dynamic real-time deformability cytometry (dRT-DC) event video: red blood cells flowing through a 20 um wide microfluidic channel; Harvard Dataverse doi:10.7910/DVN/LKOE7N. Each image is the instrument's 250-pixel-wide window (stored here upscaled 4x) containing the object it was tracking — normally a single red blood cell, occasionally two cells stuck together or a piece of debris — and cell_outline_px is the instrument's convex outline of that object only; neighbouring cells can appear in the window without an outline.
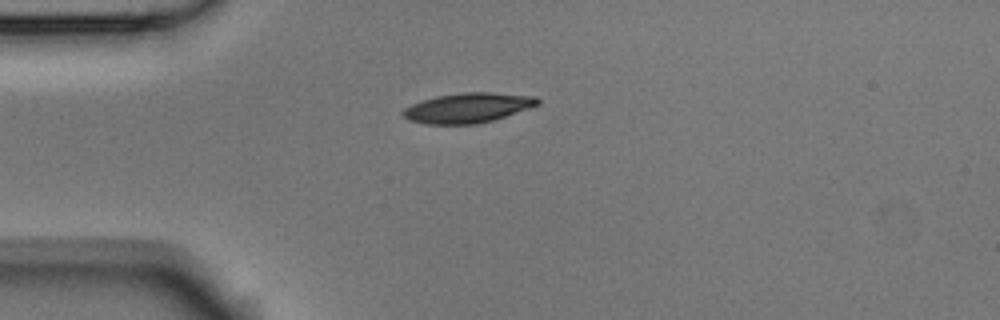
{"species": "Egyptian fruit bat (a non-hibernating species)", "species_latin": "Rousettus aegyptiacus", "temperature_condition": "room temperature", "stored_images_in_passage": 6, "camera_frame_rate_fps": 3000, "um_per_image_px": 0.085, "animal": {"sex": "male"}, "frame": {"image": 1, "passage_image": 1, "time_ms": 0.0, "image_size_px": [1000, 320], "cell_outline_px": [[540, 104], [492, 120], [476, 124], [428, 124], [408, 120], [400, 112], [404, 108], [412, 104], [436, 96], [464, 92], [488, 92], [536, 96], [540, 100]], "centroid_in_image_um": [39.75, 9.16], "position_along_channel_um": 45.3, "area_um2": 23.24}}
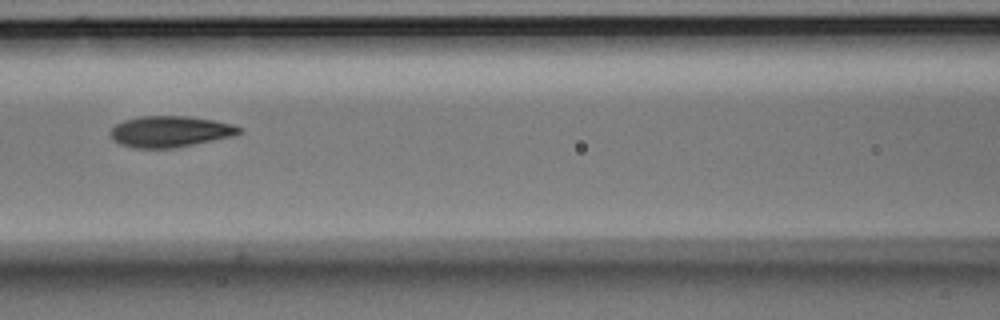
{"frame": {"image": 2, "passage_image": 4, "time_ms": 1.0, "image_size_px": [1000, 320], "cell_outline_px": [[244, 128], [240, 132], [232, 136], [176, 148], [136, 148], [120, 144], [112, 140], [108, 132], [116, 124], [124, 120], [140, 116], [184, 116], [212, 120], [236, 124]], "centroid_in_image_um": [14.44, 11.18], "position_along_channel_um": 152.2, "area_um2": 23.47}}
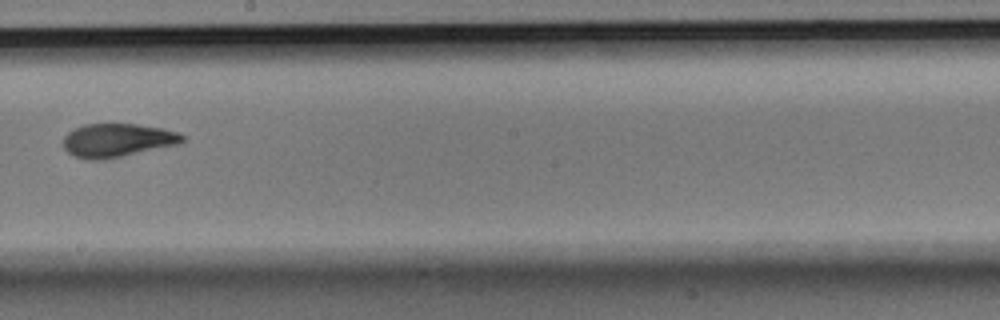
{"frame": {"image": 3, "passage_image": 6, "time_ms": 1.667, "image_size_px": [1000, 320], "cell_outline_px": [[184, 140], [180, 144], [104, 160], [88, 160], [76, 156], [68, 152], [64, 148], [64, 136], [68, 132], [84, 124], [136, 124], [164, 128], [176, 132], [184, 136]], "centroid_in_image_um": [9.99, 11.93], "position_along_channel_um": 238.2, "area_um2": 23.24}}